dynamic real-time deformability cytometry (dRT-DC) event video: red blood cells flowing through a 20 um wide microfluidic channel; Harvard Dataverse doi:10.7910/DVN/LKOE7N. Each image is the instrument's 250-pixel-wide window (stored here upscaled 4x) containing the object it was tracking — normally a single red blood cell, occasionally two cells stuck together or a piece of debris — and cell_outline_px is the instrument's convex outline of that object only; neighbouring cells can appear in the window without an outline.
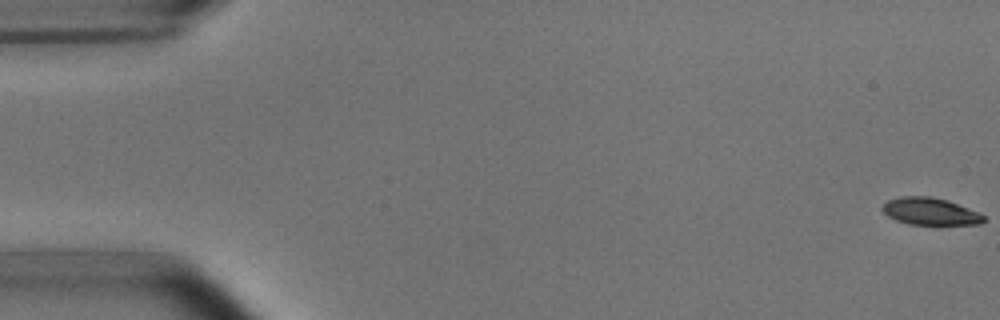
{"species": "common noctule bat (a hibernating species)", "species_latin": "Nyctalus noctula", "temperature_condition": "room temperature", "stored_images_in_passage": 51, "camera_frame_rate_fps": 3000, "um_per_image_px": 0.085, "animal": {"sex": "male", "body_mass_g": 15.6}, "frame": {"image": 1, "passage_image": 1, "time_ms": 0.0, "image_size_px": [1000, 320], "cell_outline_px": [[984, 220], [980, 224], [908, 224], [896, 220], [888, 216], [880, 208], [888, 200], [900, 196], [932, 196], [948, 200], [980, 212], [984, 216]], "centroid_in_image_um": [79.06, 17.95], "position_along_channel_um": 5.9, "area_um2": 16.07}}
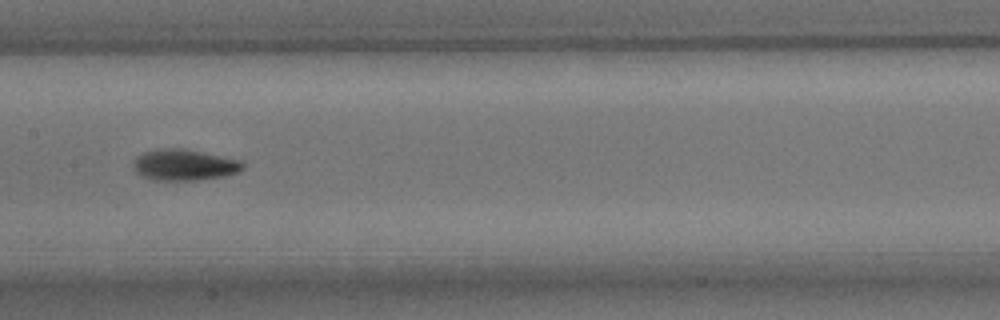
{"frame": {"image": 2, "passage_image": 27, "time_ms": 8.667, "image_size_px": [1000, 320], "cell_outline_px": [[244, 168], [236, 172], [224, 176], [200, 180], [152, 180], [136, 172], [132, 168], [132, 164], [144, 152], [160, 148], [180, 148], [240, 160], [244, 164]], "centroid_in_image_um": [15.65, 14.03], "position_along_channel_um": 191.8, "area_um2": 19.59}}
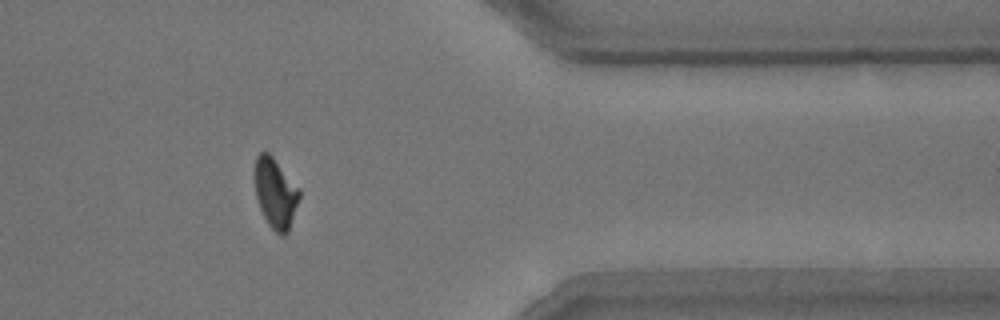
{"frame": {"image": 3, "passage_image": 44, "time_ms": 14.333, "image_size_px": [1000, 320], "cell_outline_px": [[300, 196], [288, 232], [284, 236], [280, 236], [268, 224], [260, 208], [256, 196], [256, 156], [260, 152], [268, 152], [272, 156], [300, 188]], "centroid_in_image_um": [23.44, 16.43], "position_along_channel_um": 388.0, "area_um2": 17.92}, "authors_computed_cell_mechanics": {"area_um2": 18.496, "velocity_mm_per_s": 3.7969, "shape_relaxation_time_tau1_ms": 2.7997, "shape_relaxation_time_tau2_ms": 3.8155, "deformation_change_tau1": 0.1424, "deformation_change_tau2": 0.0742}}